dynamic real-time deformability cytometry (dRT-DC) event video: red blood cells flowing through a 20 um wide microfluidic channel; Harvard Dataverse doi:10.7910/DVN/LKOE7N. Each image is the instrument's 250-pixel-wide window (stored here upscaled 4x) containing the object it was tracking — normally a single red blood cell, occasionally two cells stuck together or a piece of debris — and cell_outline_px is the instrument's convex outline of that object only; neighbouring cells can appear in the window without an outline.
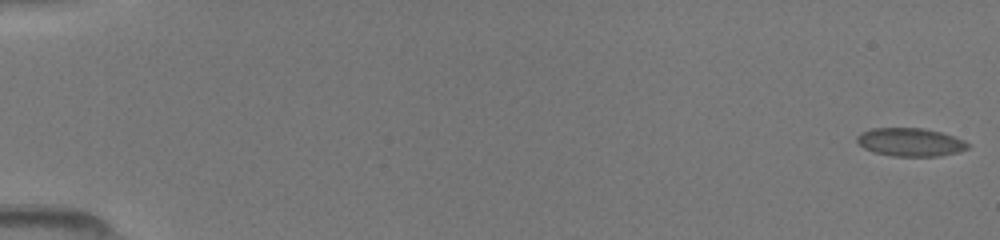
{"species": "common noctule bat (a hibernating species)", "species_latin": "Nyctalus noctula", "temperature_condition": "room temperature", "stored_images_in_passage": 50, "camera_frame_rate_fps": 3000, "um_per_image_px": 0.085, "animal": {"sex": "female", "body_mass_g": 19.5, "forearm_length_mm": 54.1}, "frame": {"image": 1, "passage_image": 1, "time_ms": 0.0, "image_size_px": [1000, 240], "cell_outline_px": [[968, 148], [956, 152], [936, 156], [896, 156], [876, 152], [864, 148], [856, 140], [856, 136], [860, 132], [872, 128], [920, 128], [940, 132], [964, 140], [968, 144]], "centroid_in_image_um": [77.34, 12.07], "position_along_channel_um": 7.7, "area_um2": 17.92}}
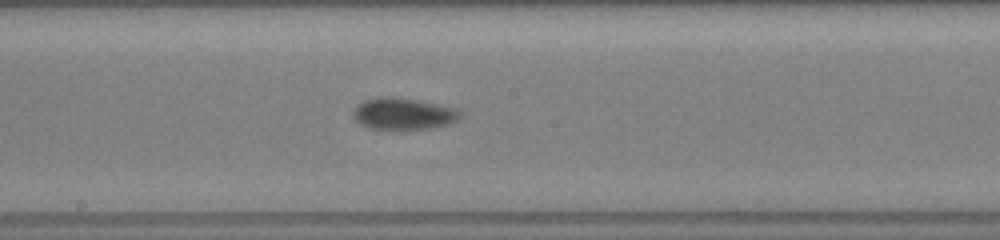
{"frame": {"image": 2, "passage_image": 28, "time_ms": 9.0, "image_size_px": [1000, 240], "cell_outline_px": [[460, 116], [456, 120], [448, 124], [428, 128], [400, 132], [368, 128], [360, 124], [352, 116], [352, 112], [356, 104], [364, 100], [380, 96], [400, 96], [456, 108], [460, 112]], "centroid_in_image_um": [34.21, 9.69], "position_along_channel_um": 214.0, "area_um2": 20.58}}
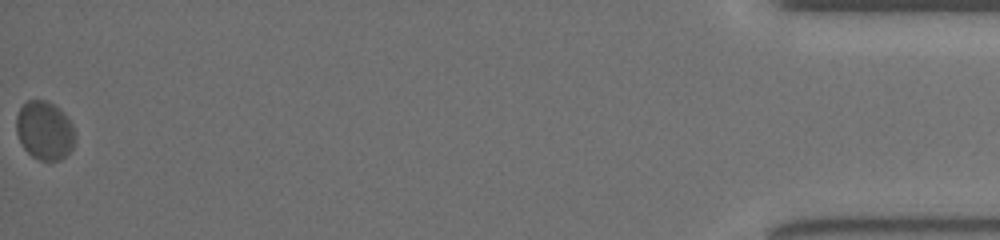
{"frame": {"image": 3, "passage_image": 50, "time_ms": 16.333, "image_size_px": [1000, 240], "cell_outline_px": [[76, 140], [72, 148], [60, 160], [40, 160], [32, 156], [24, 148], [16, 132], [16, 116], [20, 108], [28, 100], [44, 100], [60, 108], [72, 124], [76, 136]], "centroid_in_image_um": [3.8, 11.09], "position_along_channel_um": 431.4, "area_um2": 20.0}}